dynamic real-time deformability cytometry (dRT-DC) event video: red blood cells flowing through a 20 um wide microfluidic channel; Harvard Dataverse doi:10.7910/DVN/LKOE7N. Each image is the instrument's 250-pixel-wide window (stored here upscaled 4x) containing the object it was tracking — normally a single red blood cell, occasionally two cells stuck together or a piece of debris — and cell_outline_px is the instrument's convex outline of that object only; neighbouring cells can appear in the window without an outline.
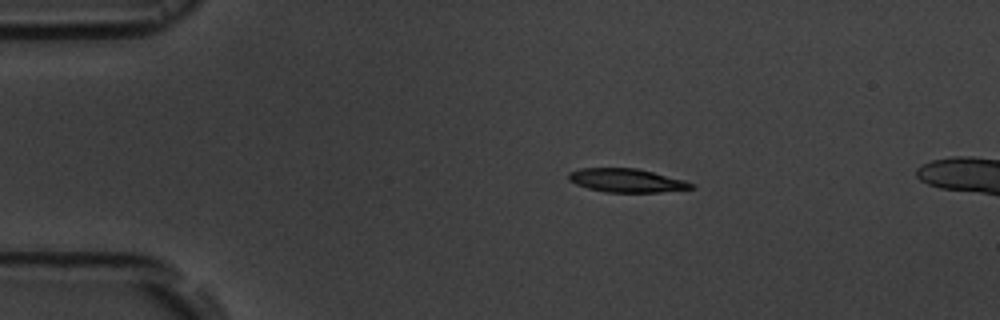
{"species": "common noctule bat (a hibernating species)", "species_latin": "Nyctalus noctula", "temperature_condition": "room temperature", "stored_images_in_passage": 15, "camera_frame_rate_fps": 3000, "um_per_image_px": 0.085, "animal": {"sex": "male", "body_mass_g": 19.5, "forearm_length_mm": 54.6}, "frame": {"image": 1, "passage_image": 3, "time_ms": 3.333, "image_size_px": [1000, 320], "cell_outline_px": [[696, 188], [660, 192], [604, 192], [588, 188], [576, 184], [568, 180], [568, 172], [580, 168], [636, 168], [684, 180], [696, 184]], "centroid_in_image_um": [53.26, 15.34], "position_along_channel_um": 31.7, "area_um2": 16.88}}
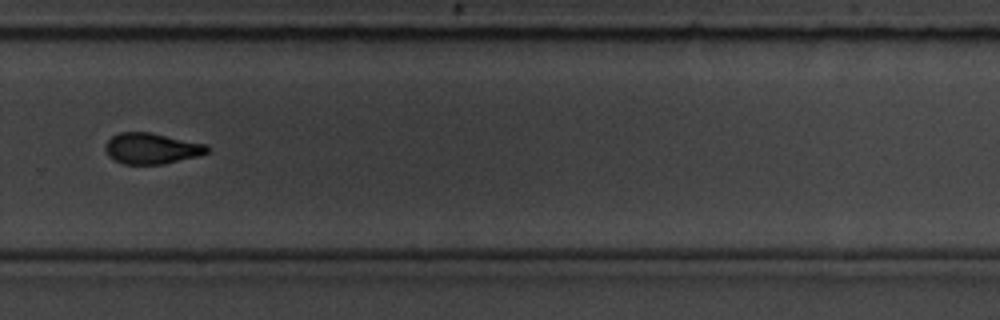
{"frame": {"image": 2, "passage_image": 11, "time_ms": 18.667, "image_size_px": [1000, 320], "cell_outline_px": [[212, 148], [208, 152], [200, 156], [164, 164], [124, 164], [108, 156], [104, 148], [104, 144], [112, 136], [120, 132], [152, 132], [208, 144]], "centroid_in_image_um": [12.94, 12.61], "position_along_channel_um": 316.9, "area_um2": 18.73}}
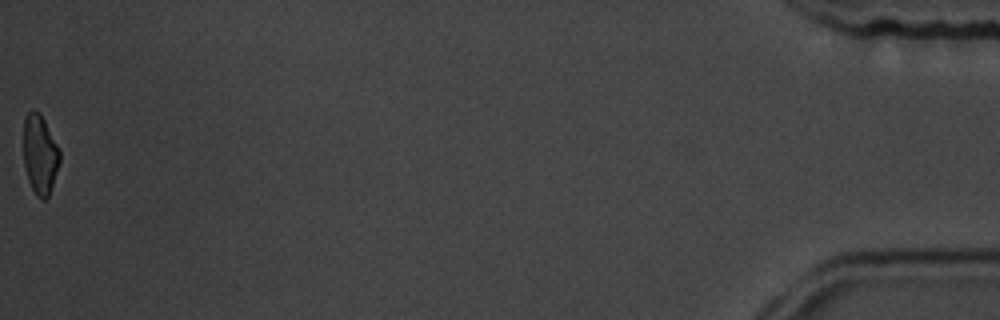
{"frame": {"image": 3, "passage_image": 15, "time_ms": 24.667, "image_size_px": [1000, 320], "cell_outline_px": [[60, 160], [48, 196], [44, 200], [40, 200], [36, 196], [28, 180], [24, 164], [24, 116], [32, 108], [40, 112], [60, 152]], "centroid_in_image_um": [3.37, 13.11], "position_along_channel_um": 431.8, "area_um2": 16.59}, "authors_computed_cell_mechanics": {"area_um2": 18.4382, "velocity_mm_per_s": 3.5735, "shape_relaxation_time_tau1_ms": 2.8731, "shape_relaxation_time_tau2_ms": null, "deformation_change_tau1": 0.0984, "deformation_change_tau2": null}}